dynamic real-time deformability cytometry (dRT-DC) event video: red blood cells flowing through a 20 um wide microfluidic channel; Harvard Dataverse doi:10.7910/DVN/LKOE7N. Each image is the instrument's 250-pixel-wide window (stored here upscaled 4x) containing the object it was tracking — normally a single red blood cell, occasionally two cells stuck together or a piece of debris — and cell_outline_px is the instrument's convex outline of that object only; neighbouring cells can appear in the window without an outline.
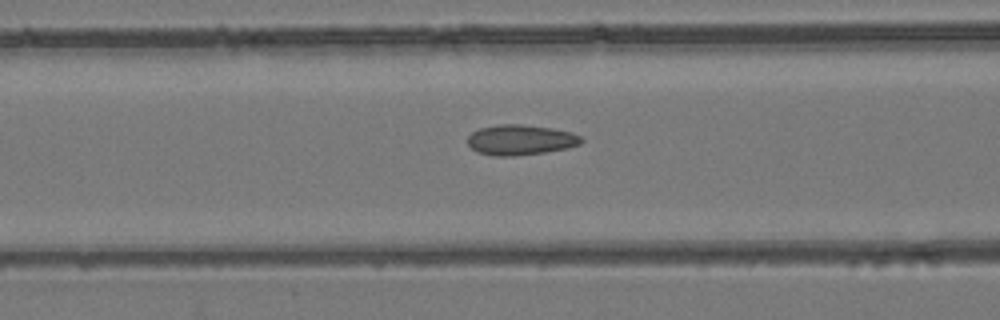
{"species": "common noctule bat (a hibernating species)", "species_latin": "Nyctalus noctula", "temperature_condition": "room temperature", "stored_images_in_passage": 53, "camera_frame_rate_fps": 3000, "um_per_image_px": 0.085, "animal": {"sex": "female", "body_mass_g": 24.6, "forearm_length_mm": 56.2}, "frame": {"image": 1, "passage_image": 22, "time_ms": 7.0, "image_size_px": [1000, 320], "cell_outline_px": [[584, 140], [580, 144], [568, 148], [544, 152], [512, 156], [496, 156], [480, 152], [472, 148], [468, 144], [468, 136], [472, 132], [480, 128], [500, 124], [520, 124], [552, 128], [572, 132], [580, 136]], "centroid_in_image_um": [44.27, 11.88], "position_along_channel_um": 122.3, "area_um2": 19.94}}
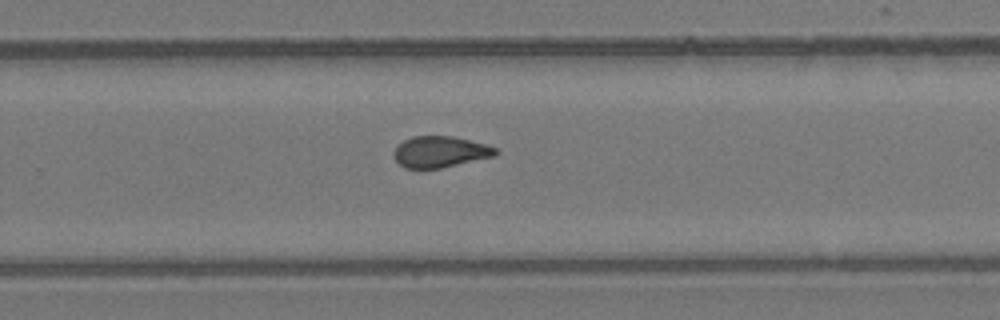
{"frame": {"image": 2, "passage_image": 35, "time_ms": 11.333, "image_size_px": [1000, 320], "cell_outline_px": [[500, 152], [496, 156], [440, 168], [404, 168], [396, 160], [392, 152], [404, 140], [412, 136], [452, 136], [484, 144], [496, 148]], "centroid_in_image_um": [37.42, 12.91], "position_along_channel_um": 292.4, "area_um2": 18.38}}
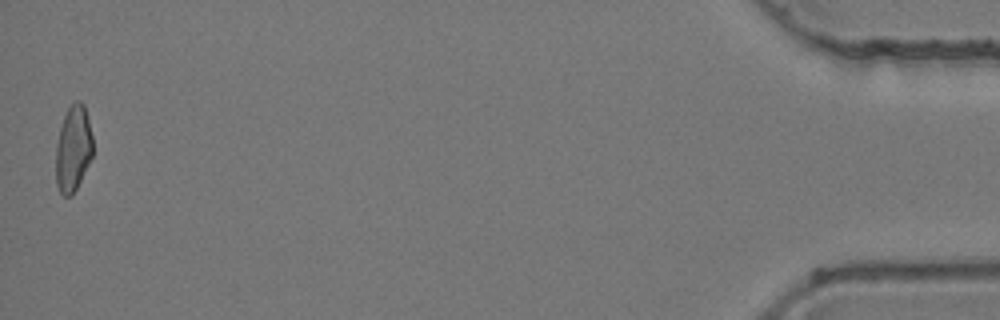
{"frame": {"image": 3, "passage_image": 53, "time_ms": 17.333, "image_size_px": [1000, 320], "cell_outline_px": [[92, 156], [72, 196], [64, 196], [60, 192], [56, 184], [56, 144], [60, 128], [64, 116], [68, 108], [76, 100], [80, 100], [84, 104], [92, 136]], "centroid_in_image_um": [6.21, 12.63], "position_along_channel_um": 429.0, "area_um2": 18.32}, "authors_computed_cell_mechanics": {"area_um2": 19.3052, "velocity_mm_per_s": 3.9315, "shape_relaxation_time_tau1_ms": null, "shape_relaxation_time_tau2_ms": 1.6058, "deformation_change_tau1": null, "deformation_change_tau2": 0.0665}}